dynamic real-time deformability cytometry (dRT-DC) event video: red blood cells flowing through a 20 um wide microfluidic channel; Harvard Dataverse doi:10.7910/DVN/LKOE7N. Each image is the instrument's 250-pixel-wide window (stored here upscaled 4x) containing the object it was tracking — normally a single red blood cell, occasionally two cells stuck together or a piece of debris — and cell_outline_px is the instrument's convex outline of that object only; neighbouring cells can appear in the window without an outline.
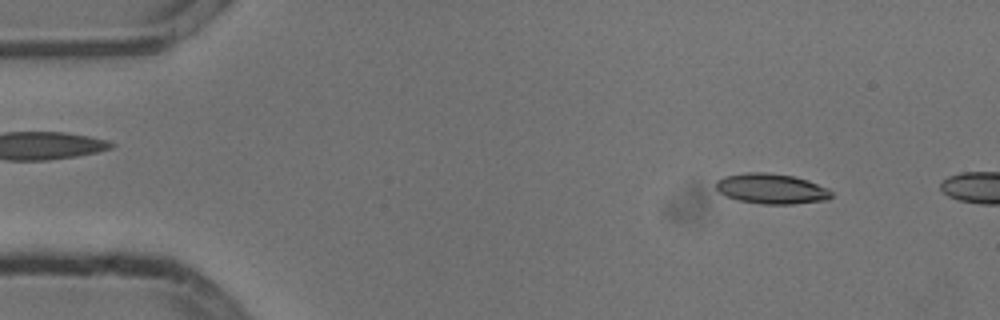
{"species": "common noctule bat (a hibernating species)", "species_latin": "Nyctalus noctula", "temperature_condition": "cold", "stored_images_in_passage": 10, "camera_frame_rate_fps": 3000, "um_per_image_px": 0.085, "animal": {"sex": "male", "body_mass_g": 13.3}, "frame": {"image": 1, "passage_image": 7, "time_ms": 2.0, "image_size_px": [1000, 320], "cell_outline_px": [[832, 196], [828, 200], [792, 204], [764, 204], [736, 200], [720, 192], [716, 188], [716, 180], [724, 176], [748, 172], [764, 172], [792, 176], [808, 180], [828, 188], [832, 192]], "centroid_in_image_um": [65.58, 16.04], "position_along_channel_um": 19.4, "area_um2": 20.35}}